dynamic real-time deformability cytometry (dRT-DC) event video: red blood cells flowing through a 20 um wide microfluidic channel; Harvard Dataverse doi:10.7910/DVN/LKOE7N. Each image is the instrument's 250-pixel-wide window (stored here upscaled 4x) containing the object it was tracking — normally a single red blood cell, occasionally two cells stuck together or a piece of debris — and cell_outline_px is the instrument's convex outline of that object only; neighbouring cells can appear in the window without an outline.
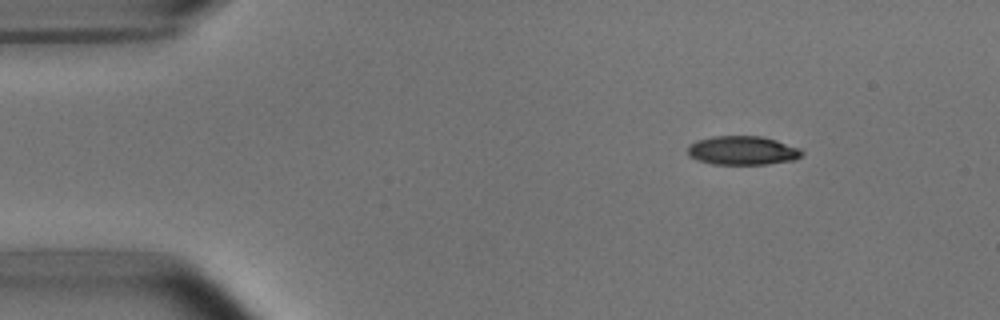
{"species": "common noctule bat (a hibernating species)", "species_latin": "Nyctalus noctula", "temperature_condition": "room temperature", "stored_images_in_passage": 4, "segment_of_instrument_passage": [1, 2], "camera_frame_rate_fps": 3000, "um_per_image_px": 0.085, "animal": {"sex": "male", "body_mass_g": 15.6}, "frame": {"image": 1, "passage_image": 1, "time_ms": 0.0, "image_size_px": [1000, 320], "cell_outline_px": [[804, 152], [796, 160], [768, 164], [712, 164], [696, 160], [688, 156], [688, 144], [696, 140], [712, 136], [764, 136], [800, 148]], "centroid_in_image_um": [63.1, 12.79], "position_along_channel_um": 21.9, "area_um2": 19.48}}